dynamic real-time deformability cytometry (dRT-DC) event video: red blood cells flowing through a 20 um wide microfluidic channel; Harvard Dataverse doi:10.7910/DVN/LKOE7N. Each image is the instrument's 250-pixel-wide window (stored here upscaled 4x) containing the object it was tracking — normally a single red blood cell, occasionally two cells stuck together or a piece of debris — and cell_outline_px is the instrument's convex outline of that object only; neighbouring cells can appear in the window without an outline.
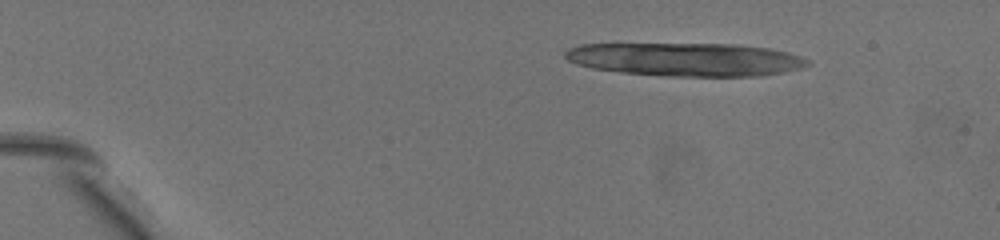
{"species": "common noctule bat (a hibernating species)", "species_latin": "Nyctalus noctula", "temperature_condition": "warm", "stored_images_in_passage": 13, "segment_of_instrument_passage": [1, 2], "camera_frame_rate_fps": 3000, "um_per_image_px": 0.085, "animal": {"sex": "female", "body_mass_g": 19.5, "forearm_length_mm": 54.1}, "frame": {"image": 1, "passage_image": 2, "time_ms": 0.333, "image_size_px": [1000, 240], "cell_outline_px": [[740, 72], [720, 76], [716, 76], [636, 72], [608, 68], [604, 44], [664, 44], [732, 48]], "centroid_in_image_um": [57.11, 5.04], "position_along_channel_um": 27.9, "area_um2": 26.3}}